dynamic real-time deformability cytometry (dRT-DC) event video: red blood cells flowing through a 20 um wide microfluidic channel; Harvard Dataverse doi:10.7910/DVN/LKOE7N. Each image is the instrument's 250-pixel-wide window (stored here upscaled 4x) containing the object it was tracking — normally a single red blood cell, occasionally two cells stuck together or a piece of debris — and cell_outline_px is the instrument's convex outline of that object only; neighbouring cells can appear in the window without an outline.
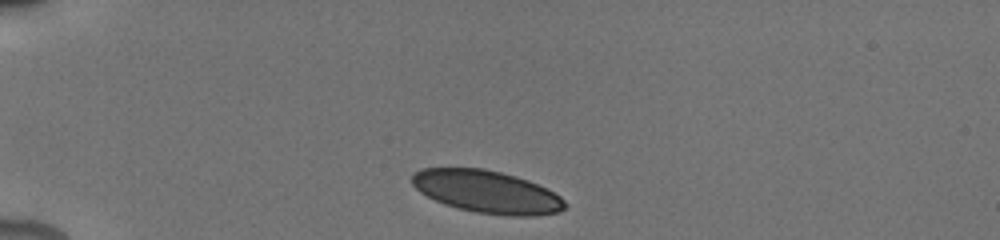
{"species": "human", "species_latin": "Homo sapiens", "temperature_condition": "cold", "stored_images_in_passage": 12, "camera_frame_rate_fps": 3000, "um_per_image_px": 0.085, "donor": {"sex": "male"}, "frame": {"image": 1, "passage_image": 1, "time_ms": 0.0, "image_size_px": [1000, 240], "cell_outline_px": [[568, 204], [564, 208], [556, 212], [532, 216], [508, 216], [476, 212], [456, 208], [444, 204], [420, 192], [412, 184], [412, 176], [420, 168], [484, 168], [516, 176], [528, 180], [548, 188], [560, 196]], "centroid_in_image_um": [41.4, 16.3], "position_along_channel_um": 43.6, "area_um2": 37.92}}